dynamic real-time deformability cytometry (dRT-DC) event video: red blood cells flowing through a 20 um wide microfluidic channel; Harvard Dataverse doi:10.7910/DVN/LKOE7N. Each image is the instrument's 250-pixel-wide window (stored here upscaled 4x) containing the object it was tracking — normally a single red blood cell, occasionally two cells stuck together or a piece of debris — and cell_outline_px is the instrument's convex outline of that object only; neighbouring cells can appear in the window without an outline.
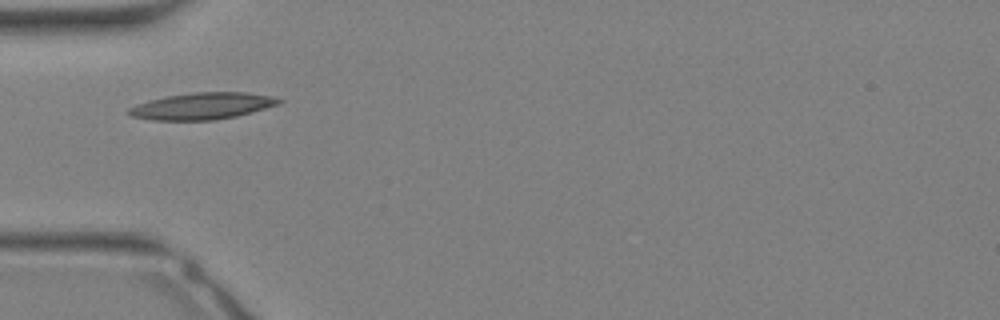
{"species": "Egyptian fruit bat (a non-hibernating species)", "species_latin": "Rousettus aegyptiacus", "temperature_condition": "warm", "stored_images_in_passage": 23, "camera_frame_rate_fps": 3000, "um_per_image_px": 0.085, "animal": {"sex": "female"}, "frame": {"image": 1, "passage_image": 2, "time_ms": 0.333, "image_size_px": [1000, 320], "cell_outline_px": [[284, 100], [280, 104], [252, 112], [236, 116], [216, 120], [152, 120], [132, 116], [128, 112], [128, 108], [136, 104], [148, 100], [168, 96], [196, 92], [244, 92], [272, 96]], "centroid_in_image_um": [17.22, 9.01], "position_along_channel_um": 67.8, "area_um2": 23.29}}
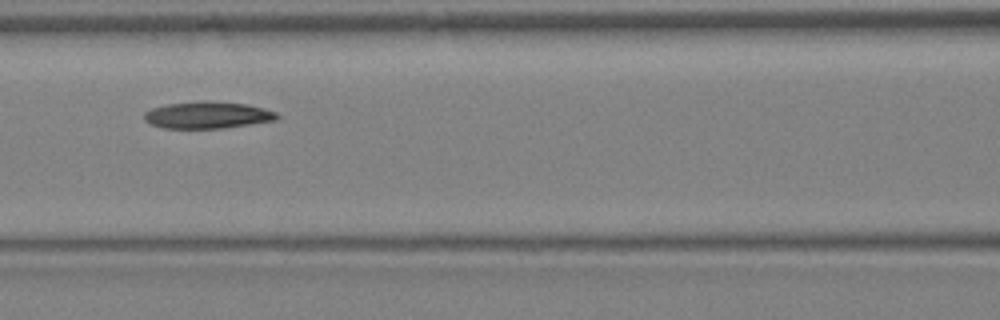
{"frame": {"image": 2, "passage_image": 6, "time_ms": 1.667, "image_size_px": [1000, 320], "cell_outline_px": [[280, 116], [276, 120], [224, 128], [164, 128], [152, 124], [144, 120], [144, 112], [152, 108], [168, 104], [200, 100], [204, 100], [244, 104], [264, 108], [276, 112]], "centroid_in_image_um": [17.64, 9.77], "position_along_channel_um": 149.0, "area_um2": 20.75}}
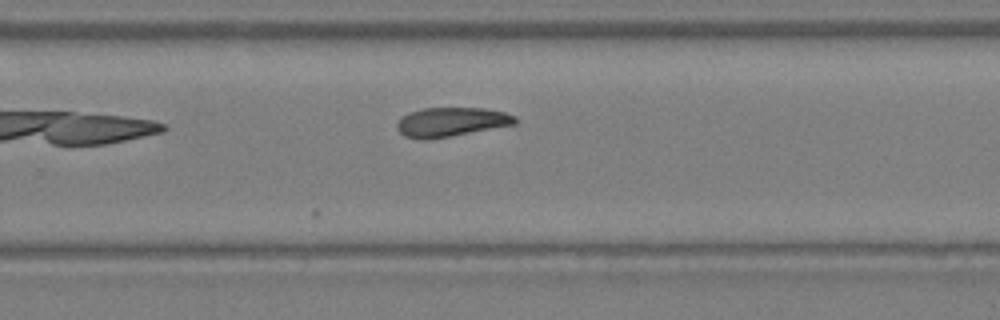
{"frame": {"image": 3, "passage_image": 13, "time_ms": 4.0, "image_size_px": [1000, 320], "cell_outline_px": [[516, 124], [452, 136], [404, 136], [396, 128], [396, 124], [400, 116], [408, 112], [424, 108], [484, 108], [504, 112], [516, 116]], "centroid_in_image_um": [38.39, 10.32], "position_along_channel_um": 291.4, "area_um2": 19.54}}